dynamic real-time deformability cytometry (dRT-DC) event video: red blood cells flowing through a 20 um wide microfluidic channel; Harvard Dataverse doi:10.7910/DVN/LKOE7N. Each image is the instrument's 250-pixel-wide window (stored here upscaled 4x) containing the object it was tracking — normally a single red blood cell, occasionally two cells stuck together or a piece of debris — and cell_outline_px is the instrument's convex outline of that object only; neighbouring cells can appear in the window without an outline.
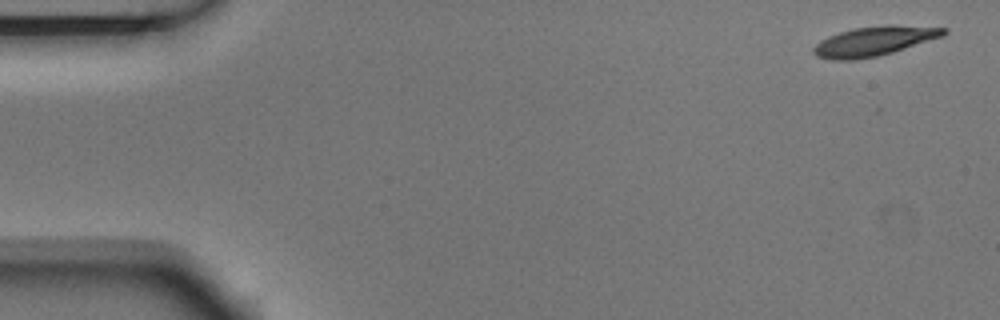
{"species": "Egyptian fruit bat (a non-hibernating species)", "species_latin": "Rousettus aegyptiacus", "temperature_condition": "room temperature", "stored_images_in_passage": 6, "segment_of_instrument_passage": [1, 2], "camera_frame_rate_fps": 3000, "um_per_image_px": 0.085, "animal": {"sex": "male"}, "frame": {"image": 1, "passage_image": 1, "time_ms": 0.0, "image_size_px": [1000, 320], "cell_outline_px": [[948, 32], [944, 36], [880, 56], [856, 60], [832, 60], [816, 56], [812, 52], [812, 48], [820, 40], [828, 36], [852, 28], [892, 24], [948, 28]], "centroid_in_image_um": [74.31, 3.5], "position_along_channel_um": 10.7, "area_um2": 22.66}}
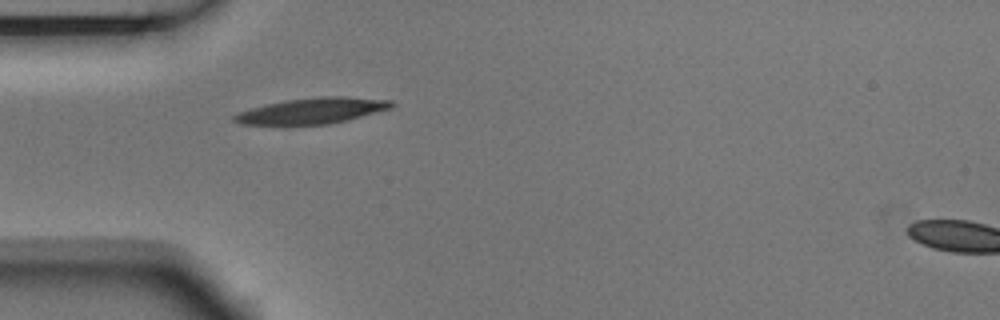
{"frame": {"image": 2, "passage_image": 5, "time_ms": 1.333, "image_size_px": [1000, 320], "cell_outline_px": [[396, 104], [392, 108], [348, 120], [328, 124], [288, 128], [280, 128], [240, 124], [232, 120], [232, 116], [236, 112], [264, 104], [284, 100], [320, 96], [344, 96], [392, 100]], "centroid_in_image_um": [26.4, 9.47], "position_along_channel_um": 58.6, "area_um2": 25.26}}